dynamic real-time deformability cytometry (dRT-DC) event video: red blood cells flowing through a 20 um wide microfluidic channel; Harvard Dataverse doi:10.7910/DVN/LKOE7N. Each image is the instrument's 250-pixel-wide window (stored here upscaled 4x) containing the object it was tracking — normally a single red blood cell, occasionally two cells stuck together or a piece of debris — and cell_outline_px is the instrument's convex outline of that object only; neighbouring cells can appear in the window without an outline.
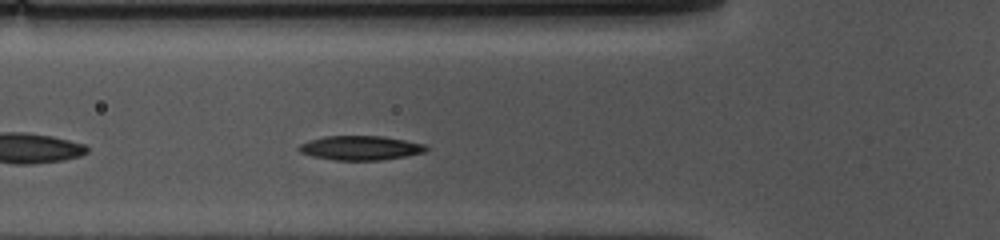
{"species": "common noctule bat (a hibernating species)", "species_latin": "Nyctalus noctula", "temperature_condition": "cold", "stored_images_in_passage": 33, "camera_frame_rate_fps": 3000, "um_per_image_px": 0.085, "animal": {"sex": "female", "body_mass_g": 10.0, "forearm_length_mm": 53.1}, "frame": {"image": 1, "passage_image": 6, "time_ms": 1.667, "image_size_px": [1000, 240], "cell_outline_px": [[428, 148], [424, 152], [404, 156], [380, 160], [336, 160], [312, 156], [300, 152], [296, 148], [300, 144], [308, 140], [324, 136], [384, 136], [424, 144]], "centroid_in_image_um": [30.59, 12.56], "position_along_channel_um": 95.2, "area_um2": 17.92}}
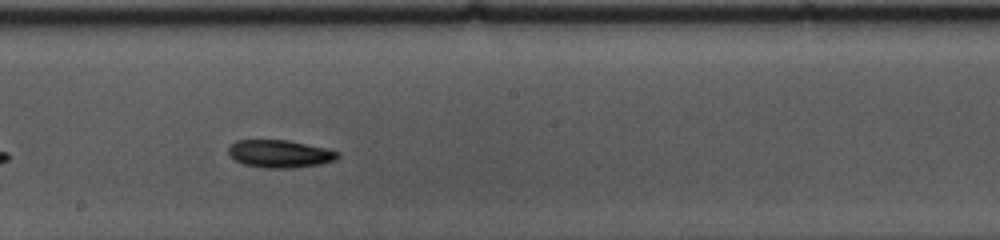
{"frame": {"image": 2, "passage_image": 17, "time_ms": 5.333, "image_size_px": [1000, 240], "cell_outline_px": [[340, 156], [336, 160], [320, 164], [292, 168], [264, 168], [244, 164], [228, 156], [228, 148], [236, 140], [288, 140], [328, 148], [340, 152]], "centroid_in_image_um": [23.81, 13.07], "position_along_channel_um": 224.4, "area_um2": 17.8}}
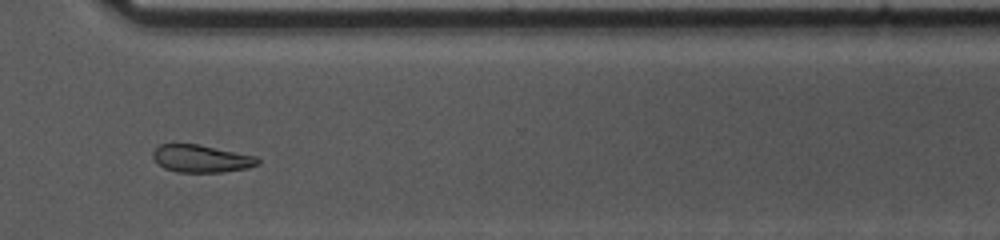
{"frame": {"image": 3, "passage_image": 28, "time_ms": 9.0, "image_size_px": [1000, 240], "cell_outline_px": [[260, 164], [248, 168], [220, 172], [176, 172], [164, 168], [152, 156], [152, 152], [160, 144], [196, 144], [256, 156], [260, 160]], "centroid_in_image_um": [17.12, 13.49], "position_along_channel_um": 353.5, "area_um2": 16.65}, "authors_computed_cell_mechanics": {"area_um2": 17.8024, "velocity_mm_per_s": 3.5213, "shape_relaxation_time_tau1_ms": 2.7039, "shape_relaxation_time_tau2_ms": null, "deformation_change_tau1": 0.099, "deformation_change_tau2": null}}